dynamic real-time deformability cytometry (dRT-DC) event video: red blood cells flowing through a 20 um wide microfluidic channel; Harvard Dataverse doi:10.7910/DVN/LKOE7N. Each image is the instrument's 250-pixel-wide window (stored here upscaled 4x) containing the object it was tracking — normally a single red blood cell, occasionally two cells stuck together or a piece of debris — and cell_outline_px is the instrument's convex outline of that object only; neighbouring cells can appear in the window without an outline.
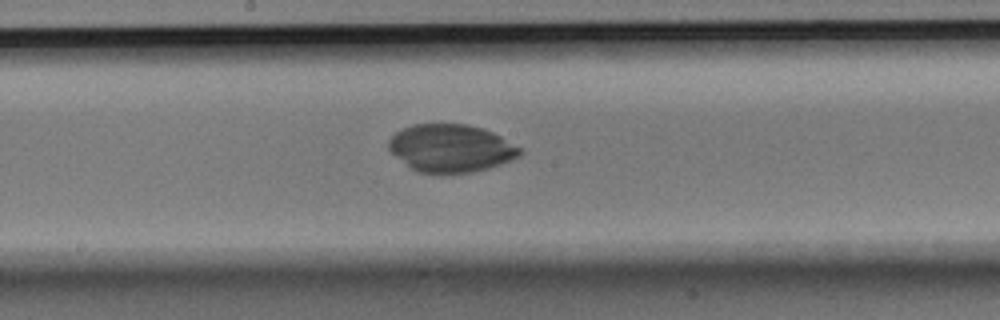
{"species": "Egyptian fruit bat (a non-hibernating species)", "species_latin": "Rousettus aegyptiacus", "temperature_condition": "room temperature", "stored_images_in_passage": 53, "camera_frame_rate_fps": 3000, "um_per_image_px": 0.085, "animal": {"sex": "male"}, "frame": {"image": 1, "passage_image": 28, "time_ms": 9.0, "image_size_px": [1000, 320], "cell_outline_px": [[524, 152], [520, 156], [500, 164], [488, 168], [472, 172], [440, 176], [416, 172], [396, 156], [388, 148], [388, 140], [396, 132], [412, 124], [464, 124], [484, 128], [500, 136], [520, 148]], "centroid_in_image_um": [38.31, 12.63], "position_along_channel_um": 209.9, "area_um2": 36.93}}
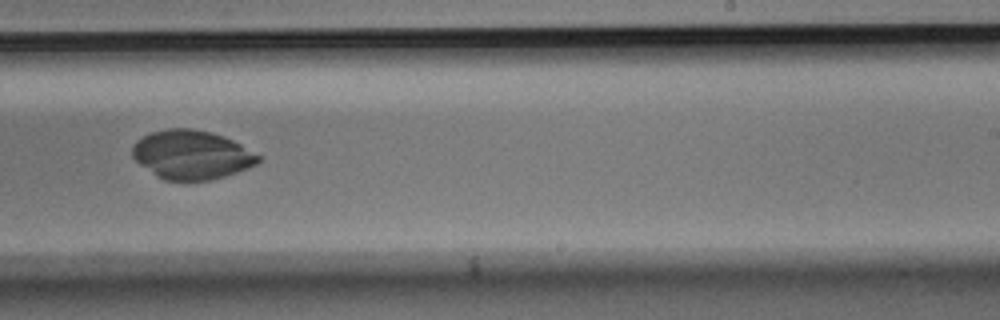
{"frame": {"image": 2, "passage_image": 33, "time_ms": 10.667, "image_size_px": [1000, 320], "cell_outline_px": [[264, 156], [256, 164], [248, 168], [212, 180], [164, 180], [156, 176], [140, 164], [132, 156], [132, 144], [136, 140], [152, 132], [168, 128], [192, 128], [212, 132], [224, 136]], "centroid_in_image_um": [16.3, 13.14], "position_along_channel_um": 272.7, "area_um2": 36.07}}